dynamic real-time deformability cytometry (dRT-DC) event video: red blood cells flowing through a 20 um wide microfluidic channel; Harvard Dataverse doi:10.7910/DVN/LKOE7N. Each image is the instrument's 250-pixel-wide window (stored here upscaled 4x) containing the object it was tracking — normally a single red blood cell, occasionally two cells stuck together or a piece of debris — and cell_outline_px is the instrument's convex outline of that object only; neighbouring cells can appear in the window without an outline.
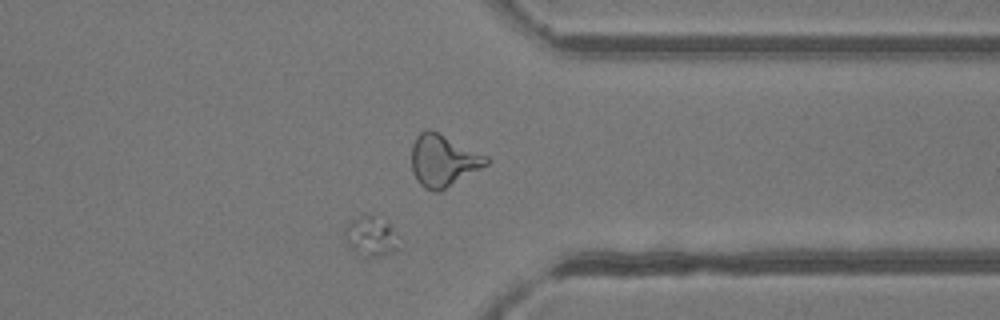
{"species": "common noctule bat (a hibernating species)", "species_latin": "Nyctalus noctula", "temperature_condition": "room temperature", "stored_images_in_passage": 49, "camera_frame_rate_fps": 3000, "um_per_image_px": 0.085, "animal": {"sex": "female"}, "frame": {"image": 1, "passage_image": 38, "time_ms": 12.333, "image_size_px": [1000, 320], "cell_outline_px": [[396, 248], [392, 252], [384, 256], [364, 256], [352, 248], [344, 236], [344, 228], [348, 220], [368, 212], [388, 220], [392, 228]], "centroid_in_image_um": [31.46, 19.99], "position_along_channel_um": 379.9, "area_um2": 12.48}}